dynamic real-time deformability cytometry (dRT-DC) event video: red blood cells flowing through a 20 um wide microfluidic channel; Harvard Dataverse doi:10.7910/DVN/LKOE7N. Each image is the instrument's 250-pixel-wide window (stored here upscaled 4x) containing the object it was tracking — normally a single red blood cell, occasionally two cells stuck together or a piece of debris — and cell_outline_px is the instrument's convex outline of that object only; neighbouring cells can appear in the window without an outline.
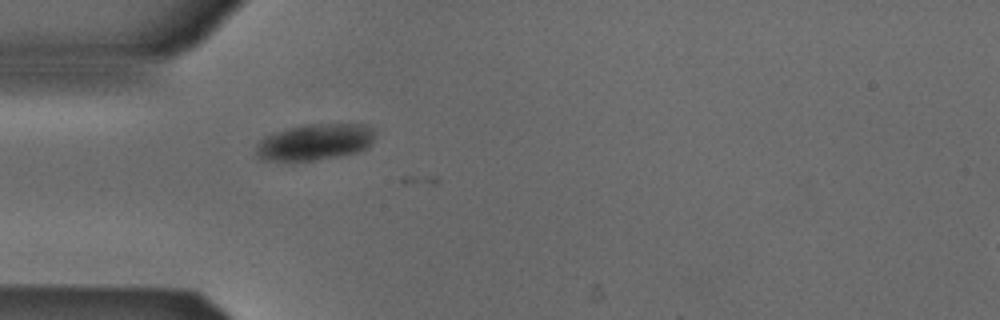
{"species": "Egyptian fruit bat (a non-hibernating species)", "species_latin": "Rousettus aegyptiacus", "temperature_condition": "cold", "stored_images_in_passage": 4, "camera_frame_rate_fps": 3000, "um_per_image_px": 0.085, "animal": {"sex": "male"}, "frame": {"image": 1, "passage_image": 1, "time_ms": 0.0, "image_size_px": [1000, 320], "cell_outline_px": [[376, 132], [368, 148], [356, 152], [340, 156], [316, 160], [264, 160], [256, 156], [256, 144], [264, 136], [272, 132], [288, 128], [308, 124], [364, 124], [372, 128]], "centroid_in_image_um": [26.75, 12.06], "position_along_channel_um": 58.2, "area_um2": 25.26}}